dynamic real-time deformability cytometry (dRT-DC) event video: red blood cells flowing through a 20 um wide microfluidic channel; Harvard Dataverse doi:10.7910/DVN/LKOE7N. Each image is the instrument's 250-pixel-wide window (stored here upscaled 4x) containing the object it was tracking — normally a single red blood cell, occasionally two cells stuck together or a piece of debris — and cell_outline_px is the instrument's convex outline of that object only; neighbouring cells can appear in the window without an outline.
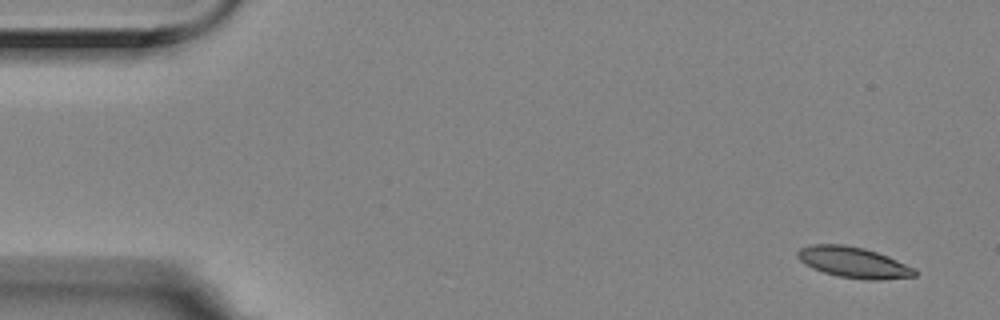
{"species": "Egyptian fruit bat (a non-hibernating species)", "species_latin": "Rousettus aegyptiacus", "temperature_condition": "room temperature", "stored_images_in_passage": 7, "camera_frame_rate_fps": 3000, "um_per_image_px": 0.085, "animal": {"sex": "female"}, "frame": {"image": 1, "passage_image": 1, "time_ms": 0.0, "image_size_px": [1000, 320], "cell_outline_px": [[916, 276], [880, 280], [868, 280], [836, 276], [812, 268], [804, 264], [796, 256], [796, 252], [800, 248], [812, 244], [844, 244], [864, 248], [888, 256], [916, 268]], "centroid_in_image_um": [72.54, 22.3], "position_along_channel_um": 12.5, "area_um2": 21.21}}
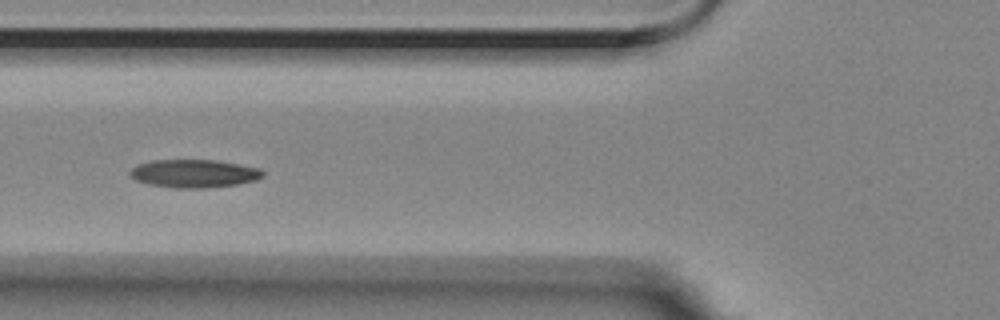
{"frame": {"image": 2, "passage_image": 6, "time_ms": 1.667, "image_size_px": [1000, 320], "cell_outline_px": [[264, 176], [256, 180], [240, 184], [208, 188], [172, 188], [148, 184], [136, 180], [128, 176], [128, 172], [136, 164], [152, 160], [216, 160], [260, 168], [264, 172]], "centroid_in_image_um": [16.47, 14.75], "position_along_channel_um": 109.3, "area_um2": 22.08}}
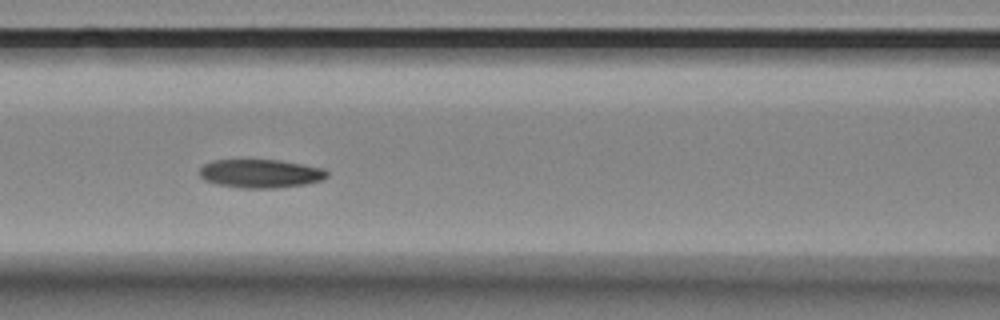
{"frame": {"image": 3, "passage_image": 7, "time_ms": 2.0, "image_size_px": [1000, 320], "cell_outline_px": [[328, 176], [320, 180], [304, 184], [276, 188], [240, 188], [216, 184], [204, 180], [200, 176], [200, 168], [204, 164], [212, 160], [280, 160], [324, 168], [328, 172]], "centroid_in_image_um": [22.12, 14.75], "position_along_channel_um": 144.5, "area_um2": 21.21}}